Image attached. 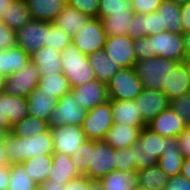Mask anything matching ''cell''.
<instances>
[{
  "label": "cell",
  "instance_id": "74e56055",
  "mask_svg": "<svg viewBox=\"0 0 190 190\" xmlns=\"http://www.w3.org/2000/svg\"><path fill=\"white\" fill-rule=\"evenodd\" d=\"M7 190H38L22 164L10 165V179Z\"/></svg>",
  "mask_w": 190,
  "mask_h": 190
},
{
  "label": "cell",
  "instance_id": "7402d4cb",
  "mask_svg": "<svg viewBox=\"0 0 190 190\" xmlns=\"http://www.w3.org/2000/svg\"><path fill=\"white\" fill-rule=\"evenodd\" d=\"M61 52L55 48L44 46L30 56V60L38 67L41 77L62 72Z\"/></svg>",
  "mask_w": 190,
  "mask_h": 190
},
{
  "label": "cell",
  "instance_id": "03108f58",
  "mask_svg": "<svg viewBox=\"0 0 190 190\" xmlns=\"http://www.w3.org/2000/svg\"><path fill=\"white\" fill-rule=\"evenodd\" d=\"M9 132L5 129L0 127V142H4Z\"/></svg>",
  "mask_w": 190,
  "mask_h": 190
},
{
  "label": "cell",
  "instance_id": "e0dca14e",
  "mask_svg": "<svg viewBox=\"0 0 190 190\" xmlns=\"http://www.w3.org/2000/svg\"><path fill=\"white\" fill-rule=\"evenodd\" d=\"M147 127L163 137H178L187 128L180 116L170 107L156 115Z\"/></svg>",
  "mask_w": 190,
  "mask_h": 190
},
{
  "label": "cell",
  "instance_id": "db71d44e",
  "mask_svg": "<svg viewBox=\"0 0 190 190\" xmlns=\"http://www.w3.org/2000/svg\"><path fill=\"white\" fill-rule=\"evenodd\" d=\"M182 33L190 32V1L181 5Z\"/></svg>",
  "mask_w": 190,
  "mask_h": 190
},
{
  "label": "cell",
  "instance_id": "7dc6e473",
  "mask_svg": "<svg viewBox=\"0 0 190 190\" xmlns=\"http://www.w3.org/2000/svg\"><path fill=\"white\" fill-rule=\"evenodd\" d=\"M163 0H131L134 13L150 14L155 12Z\"/></svg>",
  "mask_w": 190,
  "mask_h": 190
},
{
  "label": "cell",
  "instance_id": "94428289",
  "mask_svg": "<svg viewBox=\"0 0 190 190\" xmlns=\"http://www.w3.org/2000/svg\"><path fill=\"white\" fill-rule=\"evenodd\" d=\"M89 189L90 190H104L100 180L89 178Z\"/></svg>",
  "mask_w": 190,
  "mask_h": 190
},
{
  "label": "cell",
  "instance_id": "603a6c76",
  "mask_svg": "<svg viewBox=\"0 0 190 190\" xmlns=\"http://www.w3.org/2000/svg\"><path fill=\"white\" fill-rule=\"evenodd\" d=\"M91 17L66 4L53 22L63 32L74 36Z\"/></svg>",
  "mask_w": 190,
  "mask_h": 190
},
{
  "label": "cell",
  "instance_id": "277c9868",
  "mask_svg": "<svg viewBox=\"0 0 190 190\" xmlns=\"http://www.w3.org/2000/svg\"><path fill=\"white\" fill-rule=\"evenodd\" d=\"M178 62L161 57L137 60L135 72L143 83V88L162 91L165 78Z\"/></svg>",
  "mask_w": 190,
  "mask_h": 190
},
{
  "label": "cell",
  "instance_id": "6f0895ef",
  "mask_svg": "<svg viewBox=\"0 0 190 190\" xmlns=\"http://www.w3.org/2000/svg\"><path fill=\"white\" fill-rule=\"evenodd\" d=\"M64 185L57 183L55 180H46L38 185V190H63Z\"/></svg>",
  "mask_w": 190,
  "mask_h": 190
},
{
  "label": "cell",
  "instance_id": "ffe728a7",
  "mask_svg": "<svg viewBox=\"0 0 190 190\" xmlns=\"http://www.w3.org/2000/svg\"><path fill=\"white\" fill-rule=\"evenodd\" d=\"M183 160L184 157L179 149L178 138L167 137L164 151L158 159L157 165L170 177L180 175Z\"/></svg>",
  "mask_w": 190,
  "mask_h": 190
},
{
  "label": "cell",
  "instance_id": "ee69618b",
  "mask_svg": "<svg viewBox=\"0 0 190 190\" xmlns=\"http://www.w3.org/2000/svg\"><path fill=\"white\" fill-rule=\"evenodd\" d=\"M67 4L91 18H97L99 0H67Z\"/></svg>",
  "mask_w": 190,
  "mask_h": 190
},
{
  "label": "cell",
  "instance_id": "9c48e42d",
  "mask_svg": "<svg viewBox=\"0 0 190 190\" xmlns=\"http://www.w3.org/2000/svg\"><path fill=\"white\" fill-rule=\"evenodd\" d=\"M113 124L112 110L108 101L87 110L81 127L88 140L103 141Z\"/></svg>",
  "mask_w": 190,
  "mask_h": 190
},
{
  "label": "cell",
  "instance_id": "a7ac6f4b",
  "mask_svg": "<svg viewBox=\"0 0 190 190\" xmlns=\"http://www.w3.org/2000/svg\"><path fill=\"white\" fill-rule=\"evenodd\" d=\"M4 78L0 75V91H2Z\"/></svg>",
  "mask_w": 190,
  "mask_h": 190
},
{
  "label": "cell",
  "instance_id": "f5cc1de1",
  "mask_svg": "<svg viewBox=\"0 0 190 190\" xmlns=\"http://www.w3.org/2000/svg\"><path fill=\"white\" fill-rule=\"evenodd\" d=\"M179 149L184 158H190V126H188L178 137Z\"/></svg>",
  "mask_w": 190,
  "mask_h": 190
},
{
  "label": "cell",
  "instance_id": "cb8c5ba5",
  "mask_svg": "<svg viewBox=\"0 0 190 190\" xmlns=\"http://www.w3.org/2000/svg\"><path fill=\"white\" fill-rule=\"evenodd\" d=\"M33 20L54 22L67 0H25Z\"/></svg>",
  "mask_w": 190,
  "mask_h": 190
},
{
  "label": "cell",
  "instance_id": "8d00e7d4",
  "mask_svg": "<svg viewBox=\"0 0 190 190\" xmlns=\"http://www.w3.org/2000/svg\"><path fill=\"white\" fill-rule=\"evenodd\" d=\"M5 113L11 125L28 115L27 98L4 93Z\"/></svg>",
  "mask_w": 190,
  "mask_h": 190
},
{
  "label": "cell",
  "instance_id": "89a4df30",
  "mask_svg": "<svg viewBox=\"0 0 190 190\" xmlns=\"http://www.w3.org/2000/svg\"><path fill=\"white\" fill-rule=\"evenodd\" d=\"M135 190H150V189H146V188H143L142 186L138 185Z\"/></svg>",
  "mask_w": 190,
  "mask_h": 190
},
{
  "label": "cell",
  "instance_id": "d4e9b609",
  "mask_svg": "<svg viewBox=\"0 0 190 190\" xmlns=\"http://www.w3.org/2000/svg\"><path fill=\"white\" fill-rule=\"evenodd\" d=\"M30 61V56L19 46L0 51V75L5 78L20 71Z\"/></svg>",
  "mask_w": 190,
  "mask_h": 190
},
{
  "label": "cell",
  "instance_id": "f35d334b",
  "mask_svg": "<svg viewBox=\"0 0 190 190\" xmlns=\"http://www.w3.org/2000/svg\"><path fill=\"white\" fill-rule=\"evenodd\" d=\"M94 150V140H86L71 155L72 164L81 175L88 176L91 151Z\"/></svg>",
  "mask_w": 190,
  "mask_h": 190
},
{
  "label": "cell",
  "instance_id": "f6af8a7d",
  "mask_svg": "<svg viewBox=\"0 0 190 190\" xmlns=\"http://www.w3.org/2000/svg\"><path fill=\"white\" fill-rule=\"evenodd\" d=\"M127 35L132 40L145 37L144 14L133 13L132 21L129 23V29Z\"/></svg>",
  "mask_w": 190,
  "mask_h": 190
},
{
  "label": "cell",
  "instance_id": "4316f807",
  "mask_svg": "<svg viewBox=\"0 0 190 190\" xmlns=\"http://www.w3.org/2000/svg\"><path fill=\"white\" fill-rule=\"evenodd\" d=\"M81 176L72 164L71 156L54 152L52 154V168L47 180H55L57 183L65 185L71 179Z\"/></svg>",
  "mask_w": 190,
  "mask_h": 190
},
{
  "label": "cell",
  "instance_id": "ab89813d",
  "mask_svg": "<svg viewBox=\"0 0 190 190\" xmlns=\"http://www.w3.org/2000/svg\"><path fill=\"white\" fill-rule=\"evenodd\" d=\"M70 44H72V36L63 32L54 23L47 21V46L61 52Z\"/></svg>",
  "mask_w": 190,
  "mask_h": 190
},
{
  "label": "cell",
  "instance_id": "6da1fadb",
  "mask_svg": "<svg viewBox=\"0 0 190 190\" xmlns=\"http://www.w3.org/2000/svg\"><path fill=\"white\" fill-rule=\"evenodd\" d=\"M4 145L9 159V165L22 164L25 160L37 155H52L54 153L51 128L34 137L19 138L8 134Z\"/></svg>",
  "mask_w": 190,
  "mask_h": 190
},
{
  "label": "cell",
  "instance_id": "5bb4252c",
  "mask_svg": "<svg viewBox=\"0 0 190 190\" xmlns=\"http://www.w3.org/2000/svg\"><path fill=\"white\" fill-rule=\"evenodd\" d=\"M103 50L120 68H132L137 61L133 40L128 35L106 37Z\"/></svg>",
  "mask_w": 190,
  "mask_h": 190
},
{
  "label": "cell",
  "instance_id": "7a4b0ae2",
  "mask_svg": "<svg viewBox=\"0 0 190 190\" xmlns=\"http://www.w3.org/2000/svg\"><path fill=\"white\" fill-rule=\"evenodd\" d=\"M62 73L68 79L70 88L85 84L95 78L88 57L73 44L61 51Z\"/></svg>",
  "mask_w": 190,
  "mask_h": 190
},
{
  "label": "cell",
  "instance_id": "bcb514c9",
  "mask_svg": "<svg viewBox=\"0 0 190 190\" xmlns=\"http://www.w3.org/2000/svg\"><path fill=\"white\" fill-rule=\"evenodd\" d=\"M17 46L16 32L0 21V51Z\"/></svg>",
  "mask_w": 190,
  "mask_h": 190
},
{
  "label": "cell",
  "instance_id": "484cf974",
  "mask_svg": "<svg viewBox=\"0 0 190 190\" xmlns=\"http://www.w3.org/2000/svg\"><path fill=\"white\" fill-rule=\"evenodd\" d=\"M156 12L160 15V33L163 31L182 33L180 5L171 0H163Z\"/></svg>",
  "mask_w": 190,
  "mask_h": 190
},
{
  "label": "cell",
  "instance_id": "d6986e66",
  "mask_svg": "<svg viewBox=\"0 0 190 190\" xmlns=\"http://www.w3.org/2000/svg\"><path fill=\"white\" fill-rule=\"evenodd\" d=\"M163 82L162 92L169 101L190 92L189 77L183 62H178Z\"/></svg>",
  "mask_w": 190,
  "mask_h": 190
},
{
  "label": "cell",
  "instance_id": "7c38bea8",
  "mask_svg": "<svg viewBox=\"0 0 190 190\" xmlns=\"http://www.w3.org/2000/svg\"><path fill=\"white\" fill-rule=\"evenodd\" d=\"M54 152L71 156L87 140L80 125H62L51 128Z\"/></svg>",
  "mask_w": 190,
  "mask_h": 190
},
{
  "label": "cell",
  "instance_id": "680465c9",
  "mask_svg": "<svg viewBox=\"0 0 190 190\" xmlns=\"http://www.w3.org/2000/svg\"><path fill=\"white\" fill-rule=\"evenodd\" d=\"M180 175L190 180V158H184Z\"/></svg>",
  "mask_w": 190,
  "mask_h": 190
},
{
  "label": "cell",
  "instance_id": "ac0fdd59",
  "mask_svg": "<svg viewBox=\"0 0 190 190\" xmlns=\"http://www.w3.org/2000/svg\"><path fill=\"white\" fill-rule=\"evenodd\" d=\"M113 123H122L133 127L147 126L140 115L134 100L109 99Z\"/></svg>",
  "mask_w": 190,
  "mask_h": 190
},
{
  "label": "cell",
  "instance_id": "2e32d148",
  "mask_svg": "<svg viewBox=\"0 0 190 190\" xmlns=\"http://www.w3.org/2000/svg\"><path fill=\"white\" fill-rule=\"evenodd\" d=\"M143 122L147 125L156 115L169 107V100L162 91L143 88L134 100Z\"/></svg>",
  "mask_w": 190,
  "mask_h": 190
},
{
  "label": "cell",
  "instance_id": "9a60e30c",
  "mask_svg": "<svg viewBox=\"0 0 190 190\" xmlns=\"http://www.w3.org/2000/svg\"><path fill=\"white\" fill-rule=\"evenodd\" d=\"M80 106L90 110L109 101L107 84L93 79L70 90Z\"/></svg>",
  "mask_w": 190,
  "mask_h": 190
},
{
  "label": "cell",
  "instance_id": "60d3db41",
  "mask_svg": "<svg viewBox=\"0 0 190 190\" xmlns=\"http://www.w3.org/2000/svg\"><path fill=\"white\" fill-rule=\"evenodd\" d=\"M118 12H134L131 0H99L97 18L102 19Z\"/></svg>",
  "mask_w": 190,
  "mask_h": 190
},
{
  "label": "cell",
  "instance_id": "83f0119b",
  "mask_svg": "<svg viewBox=\"0 0 190 190\" xmlns=\"http://www.w3.org/2000/svg\"><path fill=\"white\" fill-rule=\"evenodd\" d=\"M87 57L94 71L95 78L100 82L107 84L121 69L113 59L107 56L103 49L88 54Z\"/></svg>",
  "mask_w": 190,
  "mask_h": 190
},
{
  "label": "cell",
  "instance_id": "836d02e7",
  "mask_svg": "<svg viewBox=\"0 0 190 190\" xmlns=\"http://www.w3.org/2000/svg\"><path fill=\"white\" fill-rule=\"evenodd\" d=\"M49 129L48 122L39 118L27 115L21 121L11 125L10 134L14 137H34Z\"/></svg>",
  "mask_w": 190,
  "mask_h": 190
},
{
  "label": "cell",
  "instance_id": "6125c7cd",
  "mask_svg": "<svg viewBox=\"0 0 190 190\" xmlns=\"http://www.w3.org/2000/svg\"><path fill=\"white\" fill-rule=\"evenodd\" d=\"M182 34H183L186 56H189L190 55V32H185Z\"/></svg>",
  "mask_w": 190,
  "mask_h": 190
},
{
  "label": "cell",
  "instance_id": "d6a6232c",
  "mask_svg": "<svg viewBox=\"0 0 190 190\" xmlns=\"http://www.w3.org/2000/svg\"><path fill=\"white\" fill-rule=\"evenodd\" d=\"M22 165L30 178L39 185L48 179L52 168V155H37L25 160Z\"/></svg>",
  "mask_w": 190,
  "mask_h": 190
},
{
  "label": "cell",
  "instance_id": "003e7915",
  "mask_svg": "<svg viewBox=\"0 0 190 190\" xmlns=\"http://www.w3.org/2000/svg\"><path fill=\"white\" fill-rule=\"evenodd\" d=\"M171 1L181 6L183 4L188 3L190 0H171Z\"/></svg>",
  "mask_w": 190,
  "mask_h": 190
},
{
  "label": "cell",
  "instance_id": "91938a15",
  "mask_svg": "<svg viewBox=\"0 0 190 190\" xmlns=\"http://www.w3.org/2000/svg\"><path fill=\"white\" fill-rule=\"evenodd\" d=\"M9 165L7 151L4 142H0V166Z\"/></svg>",
  "mask_w": 190,
  "mask_h": 190
},
{
  "label": "cell",
  "instance_id": "11a10c76",
  "mask_svg": "<svg viewBox=\"0 0 190 190\" xmlns=\"http://www.w3.org/2000/svg\"><path fill=\"white\" fill-rule=\"evenodd\" d=\"M0 127L5 128L9 133L11 131V124L9 123L5 113V100L3 91H0Z\"/></svg>",
  "mask_w": 190,
  "mask_h": 190
},
{
  "label": "cell",
  "instance_id": "e575fe53",
  "mask_svg": "<svg viewBox=\"0 0 190 190\" xmlns=\"http://www.w3.org/2000/svg\"><path fill=\"white\" fill-rule=\"evenodd\" d=\"M134 12H118L103 17L101 22L107 37L127 35Z\"/></svg>",
  "mask_w": 190,
  "mask_h": 190
},
{
  "label": "cell",
  "instance_id": "4fadbf2b",
  "mask_svg": "<svg viewBox=\"0 0 190 190\" xmlns=\"http://www.w3.org/2000/svg\"><path fill=\"white\" fill-rule=\"evenodd\" d=\"M114 170H116V149H113L104 141H94L88 177L99 180Z\"/></svg>",
  "mask_w": 190,
  "mask_h": 190
},
{
  "label": "cell",
  "instance_id": "ba28073f",
  "mask_svg": "<svg viewBox=\"0 0 190 190\" xmlns=\"http://www.w3.org/2000/svg\"><path fill=\"white\" fill-rule=\"evenodd\" d=\"M38 67L30 60L25 67L5 77L2 91L16 97L27 98L40 80Z\"/></svg>",
  "mask_w": 190,
  "mask_h": 190
},
{
  "label": "cell",
  "instance_id": "30bf717a",
  "mask_svg": "<svg viewBox=\"0 0 190 190\" xmlns=\"http://www.w3.org/2000/svg\"><path fill=\"white\" fill-rule=\"evenodd\" d=\"M106 32L99 18H91L72 37V44L75 45L83 54H91L104 48Z\"/></svg>",
  "mask_w": 190,
  "mask_h": 190
},
{
  "label": "cell",
  "instance_id": "f546056e",
  "mask_svg": "<svg viewBox=\"0 0 190 190\" xmlns=\"http://www.w3.org/2000/svg\"><path fill=\"white\" fill-rule=\"evenodd\" d=\"M32 20L25 0H13L2 14L1 21L15 32Z\"/></svg>",
  "mask_w": 190,
  "mask_h": 190
},
{
  "label": "cell",
  "instance_id": "816d5d0a",
  "mask_svg": "<svg viewBox=\"0 0 190 190\" xmlns=\"http://www.w3.org/2000/svg\"><path fill=\"white\" fill-rule=\"evenodd\" d=\"M63 190H90L89 177L86 175H81L73 178L64 185Z\"/></svg>",
  "mask_w": 190,
  "mask_h": 190
},
{
  "label": "cell",
  "instance_id": "9f6ffc18",
  "mask_svg": "<svg viewBox=\"0 0 190 190\" xmlns=\"http://www.w3.org/2000/svg\"><path fill=\"white\" fill-rule=\"evenodd\" d=\"M10 179V165L0 166V190H7Z\"/></svg>",
  "mask_w": 190,
  "mask_h": 190
},
{
  "label": "cell",
  "instance_id": "52a82bcc",
  "mask_svg": "<svg viewBox=\"0 0 190 190\" xmlns=\"http://www.w3.org/2000/svg\"><path fill=\"white\" fill-rule=\"evenodd\" d=\"M87 110L80 106L73 93L69 91L57 101L48 119L49 128L62 125H82Z\"/></svg>",
  "mask_w": 190,
  "mask_h": 190
},
{
  "label": "cell",
  "instance_id": "4dcf8cb0",
  "mask_svg": "<svg viewBox=\"0 0 190 190\" xmlns=\"http://www.w3.org/2000/svg\"><path fill=\"white\" fill-rule=\"evenodd\" d=\"M99 180L104 190H135L138 186L137 171L124 173L116 169Z\"/></svg>",
  "mask_w": 190,
  "mask_h": 190
},
{
  "label": "cell",
  "instance_id": "44dd1931",
  "mask_svg": "<svg viewBox=\"0 0 190 190\" xmlns=\"http://www.w3.org/2000/svg\"><path fill=\"white\" fill-rule=\"evenodd\" d=\"M143 127H133L114 123L105 135L103 141L113 149H123L135 144Z\"/></svg>",
  "mask_w": 190,
  "mask_h": 190
},
{
  "label": "cell",
  "instance_id": "7bdbcfd3",
  "mask_svg": "<svg viewBox=\"0 0 190 190\" xmlns=\"http://www.w3.org/2000/svg\"><path fill=\"white\" fill-rule=\"evenodd\" d=\"M169 107L177 113L186 126H190V92L169 101Z\"/></svg>",
  "mask_w": 190,
  "mask_h": 190
},
{
  "label": "cell",
  "instance_id": "c3c4849f",
  "mask_svg": "<svg viewBox=\"0 0 190 190\" xmlns=\"http://www.w3.org/2000/svg\"><path fill=\"white\" fill-rule=\"evenodd\" d=\"M145 19V36L160 33V15L157 12L144 14Z\"/></svg>",
  "mask_w": 190,
  "mask_h": 190
},
{
  "label": "cell",
  "instance_id": "681fc988",
  "mask_svg": "<svg viewBox=\"0 0 190 190\" xmlns=\"http://www.w3.org/2000/svg\"><path fill=\"white\" fill-rule=\"evenodd\" d=\"M137 60L150 58L149 38L147 36L133 40Z\"/></svg>",
  "mask_w": 190,
  "mask_h": 190
},
{
  "label": "cell",
  "instance_id": "b9f144b4",
  "mask_svg": "<svg viewBox=\"0 0 190 190\" xmlns=\"http://www.w3.org/2000/svg\"><path fill=\"white\" fill-rule=\"evenodd\" d=\"M116 169L124 173L136 171L134 145L123 149H116Z\"/></svg>",
  "mask_w": 190,
  "mask_h": 190
},
{
  "label": "cell",
  "instance_id": "d590c367",
  "mask_svg": "<svg viewBox=\"0 0 190 190\" xmlns=\"http://www.w3.org/2000/svg\"><path fill=\"white\" fill-rule=\"evenodd\" d=\"M138 185L150 190H162L168 183L169 176L158 166L143 168L137 171Z\"/></svg>",
  "mask_w": 190,
  "mask_h": 190
},
{
  "label": "cell",
  "instance_id": "f1b7e54d",
  "mask_svg": "<svg viewBox=\"0 0 190 190\" xmlns=\"http://www.w3.org/2000/svg\"><path fill=\"white\" fill-rule=\"evenodd\" d=\"M59 99H52V96L45 95L36 87L27 96L28 115L48 122L51 112L55 109Z\"/></svg>",
  "mask_w": 190,
  "mask_h": 190
},
{
  "label": "cell",
  "instance_id": "8fae6325",
  "mask_svg": "<svg viewBox=\"0 0 190 190\" xmlns=\"http://www.w3.org/2000/svg\"><path fill=\"white\" fill-rule=\"evenodd\" d=\"M17 46L29 56L47 46V21L31 20L16 32Z\"/></svg>",
  "mask_w": 190,
  "mask_h": 190
},
{
  "label": "cell",
  "instance_id": "8992f818",
  "mask_svg": "<svg viewBox=\"0 0 190 190\" xmlns=\"http://www.w3.org/2000/svg\"><path fill=\"white\" fill-rule=\"evenodd\" d=\"M109 99L135 100L143 90L134 67L121 68L107 83Z\"/></svg>",
  "mask_w": 190,
  "mask_h": 190
},
{
  "label": "cell",
  "instance_id": "3957f363",
  "mask_svg": "<svg viewBox=\"0 0 190 190\" xmlns=\"http://www.w3.org/2000/svg\"><path fill=\"white\" fill-rule=\"evenodd\" d=\"M166 137L153 132L147 126L140 130L139 138L134 144L136 171L157 165L165 148Z\"/></svg>",
  "mask_w": 190,
  "mask_h": 190
},
{
  "label": "cell",
  "instance_id": "f907efd6",
  "mask_svg": "<svg viewBox=\"0 0 190 190\" xmlns=\"http://www.w3.org/2000/svg\"><path fill=\"white\" fill-rule=\"evenodd\" d=\"M162 190H190V180L181 175L170 176L166 187Z\"/></svg>",
  "mask_w": 190,
  "mask_h": 190
},
{
  "label": "cell",
  "instance_id": "1f68e13d",
  "mask_svg": "<svg viewBox=\"0 0 190 190\" xmlns=\"http://www.w3.org/2000/svg\"><path fill=\"white\" fill-rule=\"evenodd\" d=\"M37 88L42 94L52 96V99H60L71 90L68 79L62 72L40 77Z\"/></svg>",
  "mask_w": 190,
  "mask_h": 190
},
{
  "label": "cell",
  "instance_id": "be15d7a7",
  "mask_svg": "<svg viewBox=\"0 0 190 190\" xmlns=\"http://www.w3.org/2000/svg\"><path fill=\"white\" fill-rule=\"evenodd\" d=\"M13 0H0V21L2 19V14L5 12V9L10 6Z\"/></svg>",
  "mask_w": 190,
  "mask_h": 190
},
{
  "label": "cell",
  "instance_id": "5b68a950",
  "mask_svg": "<svg viewBox=\"0 0 190 190\" xmlns=\"http://www.w3.org/2000/svg\"><path fill=\"white\" fill-rule=\"evenodd\" d=\"M149 38L150 58L161 57L183 62L186 57L183 34L163 31Z\"/></svg>",
  "mask_w": 190,
  "mask_h": 190
},
{
  "label": "cell",
  "instance_id": "e7e4bbea",
  "mask_svg": "<svg viewBox=\"0 0 190 190\" xmlns=\"http://www.w3.org/2000/svg\"><path fill=\"white\" fill-rule=\"evenodd\" d=\"M183 63L185 65L186 71L188 73L189 82H190V55L186 56L183 60Z\"/></svg>",
  "mask_w": 190,
  "mask_h": 190
}]
</instances>
